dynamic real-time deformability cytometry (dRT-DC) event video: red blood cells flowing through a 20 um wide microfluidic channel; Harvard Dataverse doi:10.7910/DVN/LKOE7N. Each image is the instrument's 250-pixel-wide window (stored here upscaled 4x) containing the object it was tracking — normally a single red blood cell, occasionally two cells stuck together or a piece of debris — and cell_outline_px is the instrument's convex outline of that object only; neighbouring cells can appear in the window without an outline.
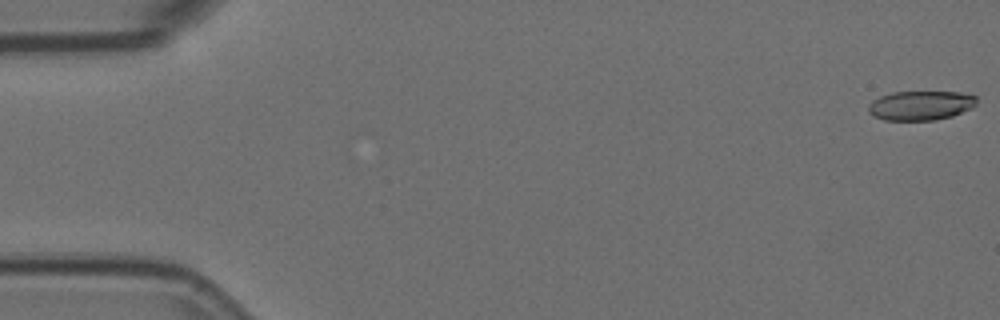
{"species": "Egyptian fruit bat (a non-hibernating species)", "species_latin": "Rousettus aegyptiacus", "temperature_condition": "room temperature", "stored_images_in_passage": 57, "camera_frame_rate_fps": 3000, "um_per_image_px": 0.085, "animal": {"sex": "female"}, "frame": {"image": 1, "passage_image": 1, "time_ms": 0.0, "image_size_px": [1000, 320], "cell_outline_px": [[976, 104], [972, 108], [952, 116], [936, 120], [884, 120], [872, 116], [868, 112], [868, 104], [872, 100], [880, 96], [892, 92], [968, 92], [976, 96]], "centroid_in_image_um": [78.25, 8.96], "position_along_channel_um": 6.7, "area_um2": 18.79}}
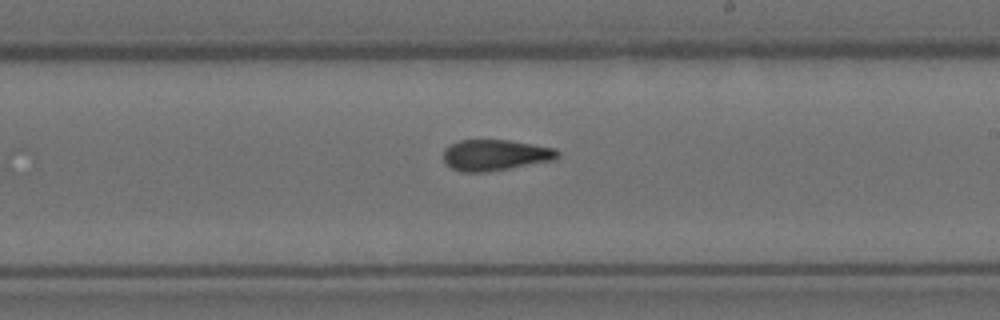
{"frame": {"image": 2, "passage_image": 33, "time_ms": 10.667, "image_size_px": [1000, 320], "cell_outline_px": [[560, 152], [556, 160], [484, 172], [460, 172], [452, 168], [444, 160], [444, 148], [460, 140], [508, 140], [556, 148]], "centroid_in_image_um": [42.12, 13.18], "position_along_channel_um": 246.9, "area_um2": 20.52}}
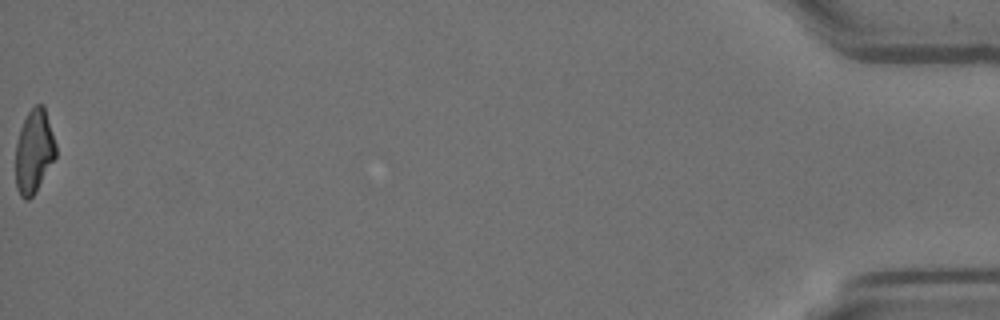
{"frame": {"image": 3, "passage_image": 57, "time_ms": 18.667, "image_size_px": [1000, 320], "cell_outline_px": [[56, 156], [36, 192], [28, 200], [24, 200], [20, 196], [16, 188], [16, 144], [20, 128], [28, 112], [36, 104], [44, 104], [56, 144]], "centroid_in_image_um": [2.89, 12.87], "position_along_channel_um": 432.3, "area_um2": 19.65}, "authors_computed_cell_mechanics": {"area_um2": 20.4612, "velocity_mm_per_s": 3.6186, "shape_relaxation_time_tau1_ms": 8.6748, "shape_relaxation_time_tau2_ms": 2.2938, "deformation_change_tau1": 0.2318, "deformation_change_tau2": 0.1038}}